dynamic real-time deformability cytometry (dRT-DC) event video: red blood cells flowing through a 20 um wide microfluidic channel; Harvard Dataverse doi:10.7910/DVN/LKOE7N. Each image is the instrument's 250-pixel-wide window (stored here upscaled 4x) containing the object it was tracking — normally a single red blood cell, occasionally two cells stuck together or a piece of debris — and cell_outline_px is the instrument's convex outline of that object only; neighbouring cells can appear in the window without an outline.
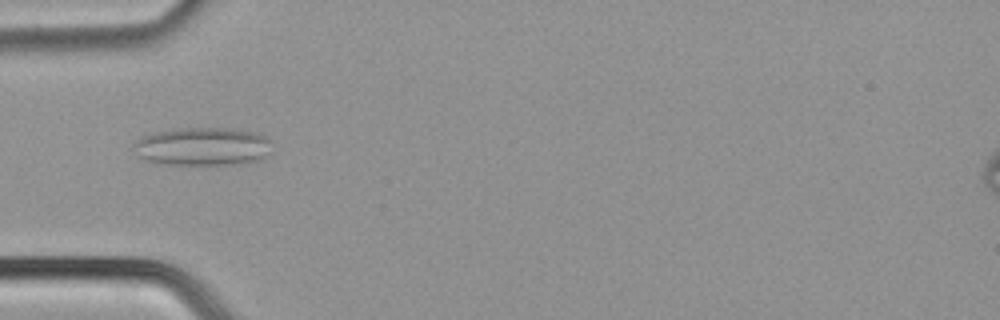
{"species": "common noctule bat (a hibernating species)", "species_latin": "Nyctalus noctula", "temperature_condition": "cold", "stored_images_in_passage": 35, "camera_frame_rate_fps": 3000, "um_per_image_px": 0.085, "animal": {"sex": "male", "body_mass_g": 21.5, "forearm_length_mm": 52.0}, "frame": {"image": 1, "passage_image": 1, "time_ms": 0.0, "image_size_px": [1000, 320], "cell_outline_px": [[272, 152], [260, 160], [236, 164], [160, 164], [148, 160], [140, 156], [132, 144], [140, 136], [152, 132], [176, 128], [232, 128], [256, 132], [264, 136], [268, 140]], "centroid_in_image_um": [17.23, 12.43], "position_along_channel_um": 67.8, "area_um2": 30.98}}
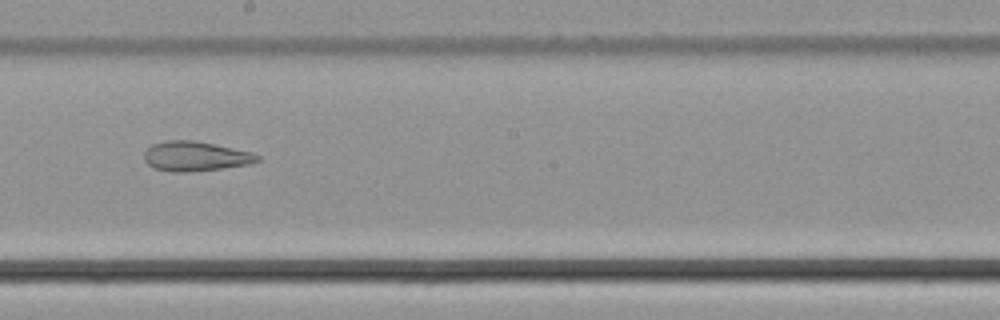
{"frame": {"image": 2, "passage_image": 13, "time_ms": 4.0, "image_size_px": [1000, 320], "cell_outline_px": [[260, 160], [248, 164], [220, 168], [184, 172], [176, 172], [156, 168], [148, 164], [144, 160], [144, 152], [152, 144], [168, 140], [196, 140], [252, 152], [260, 156]], "centroid_in_image_um": [16.61, 13.26], "position_along_channel_um": 231.6, "area_um2": 19.36}}
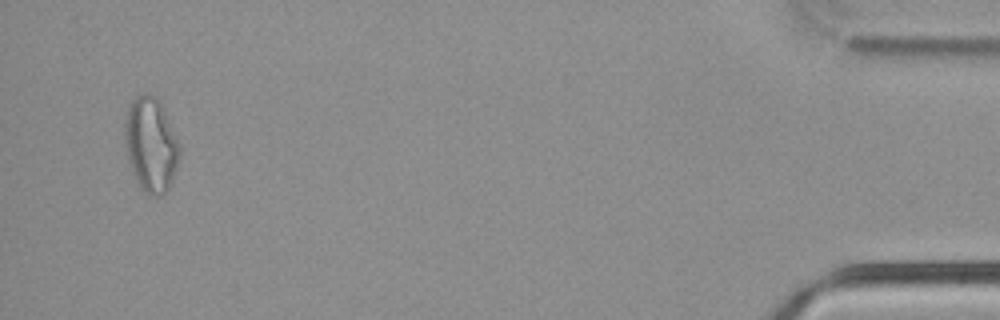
{"frame": {"image": 3, "passage_image": 33, "time_ms": 10.667, "image_size_px": [1000, 320], "cell_outline_px": [[180, 156], [172, 180], [168, 188], [160, 196], [148, 196], [140, 188], [132, 172], [128, 160], [124, 140], [124, 120], [128, 104], [136, 96], [144, 92], [156, 96], [180, 144]], "centroid_in_image_um": [12.79, 12.3], "position_along_channel_um": 422.4, "area_um2": 30.35}}